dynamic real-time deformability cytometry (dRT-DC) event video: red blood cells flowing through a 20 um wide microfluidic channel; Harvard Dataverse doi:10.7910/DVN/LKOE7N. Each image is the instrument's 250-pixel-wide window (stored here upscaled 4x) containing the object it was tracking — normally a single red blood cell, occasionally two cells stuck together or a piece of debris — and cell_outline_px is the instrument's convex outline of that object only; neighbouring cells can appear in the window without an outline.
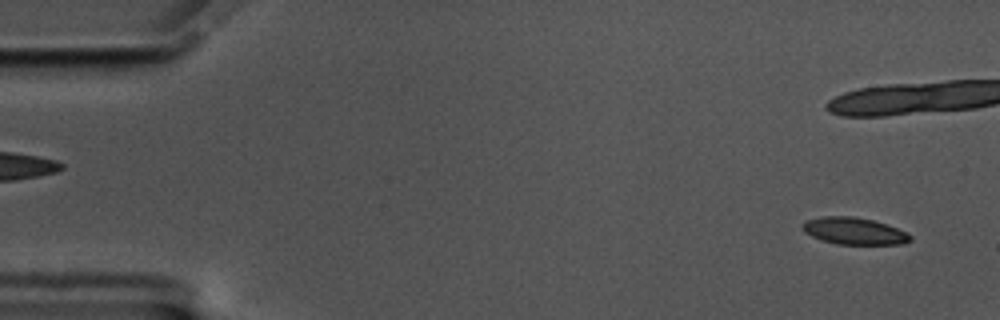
{"species": "common noctule bat (a hibernating species)", "species_latin": "Nyctalus noctula", "temperature_condition": "cold", "stored_images_in_passage": 51, "camera_frame_rate_fps": 3000, "um_per_image_px": 0.085, "animal": {"sex": "male", "body_mass_g": 17.5, "forearm_length_mm": 52.3}, "frame": {"image": 1, "passage_image": 3, "time_ms": 0.667, "image_size_px": [1000, 320], "cell_outline_px": [[912, 240], [904, 244], [836, 244], [820, 240], [804, 232], [804, 220], [820, 216], [852, 216], [872, 220], [908, 232], [912, 236]], "centroid_in_image_um": [72.6, 19.64], "position_along_channel_um": 12.4, "area_um2": 16.94}}
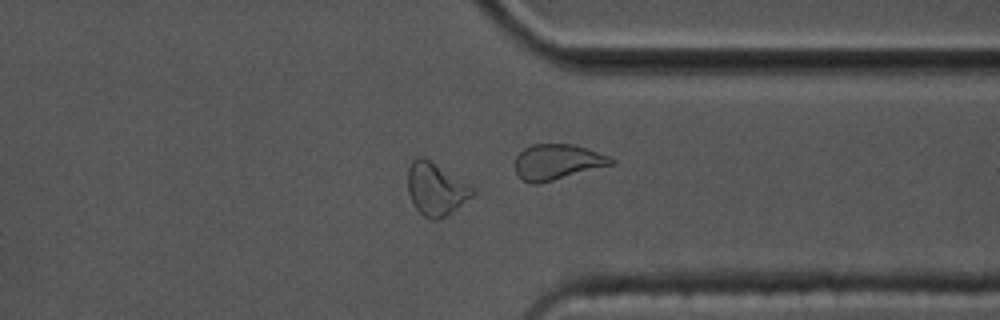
{"frame": {"image": 2, "passage_image": 45, "time_ms": 14.667, "image_size_px": [1000, 320], "cell_outline_px": [[476, 192], [472, 196], [448, 216], [436, 220], [432, 220], [424, 216], [416, 208], [408, 192], [408, 168], [412, 160], [420, 156], [424, 156], [472, 188]], "centroid_in_image_um": [37.02, 16.09], "position_along_channel_um": 374.4, "area_um2": 19.48}, "authors_computed_cell_mechanics": {"area_um2": 17.629, "velocity_mm_per_s": 3.4496, "shape_relaxation_time_tau1_ms": 4.5745, "shape_relaxation_time_tau2_ms": 2.1011, "deformation_change_tau1": 0.1443, "deformation_change_tau2": 0.0735}}